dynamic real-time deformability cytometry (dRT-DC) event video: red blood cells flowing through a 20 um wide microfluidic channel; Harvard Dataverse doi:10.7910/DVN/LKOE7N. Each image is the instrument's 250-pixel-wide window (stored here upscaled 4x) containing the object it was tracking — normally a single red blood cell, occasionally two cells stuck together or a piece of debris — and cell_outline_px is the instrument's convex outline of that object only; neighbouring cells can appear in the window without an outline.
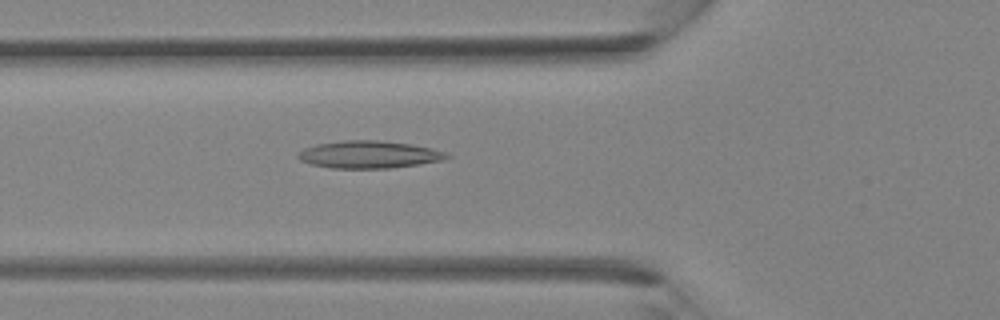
{"species": "Egyptian fruit bat (a non-hibernating species)", "species_latin": "Rousettus aegyptiacus", "temperature_condition": "room temperature", "stored_images_in_passage": 37, "camera_frame_rate_fps": 3000, "um_per_image_px": 0.085, "animal": {"sex": "female"}, "frame": {"image": 1, "passage_image": 13, "time_ms": 4.0, "image_size_px": [1000, 320], "cell_outline_px": [[452, 156], [444, 160], [420, 164], [388, 168], [332, 168], [312, 164], [300, 160], [296, 156], [304, 148], [316, 144], [344, 140], [376, 140], [412, 144], [432, 148], [444, 152]], "centroid_in_image_um": [31.38, 13.13], "position_along_channel_um": 94.4, "area_um2": 23.7}}
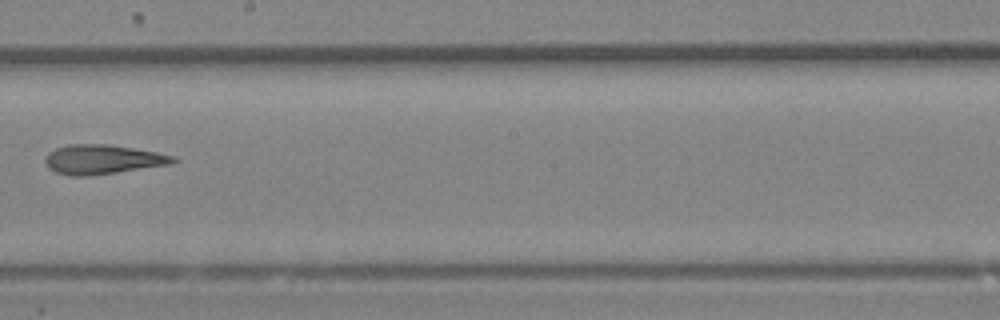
{"frame": {"image": 2, "passage_image": 21, "time_ms": 6.667, "image_size_px": [1000, 320], "cell_outline_px": [[180, 160], [168, 164], [116, 172], [88, 176], [72, 176], [56, 172], [48, 168], [44, 160], [48, 152], [56, 148], [68, 144], [108, 144], [156, 152], [176, 156]], "centroid_in_image_um": [8.69, 13.54], "position_along_channel_um": 239.5, "area_um2": 21.79}}
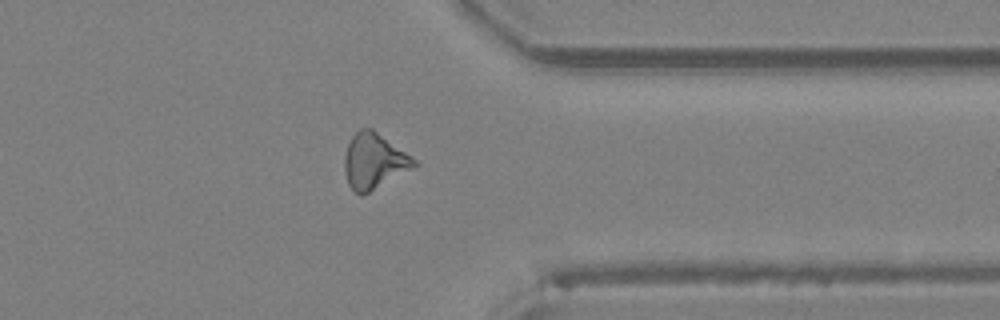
{"frame": {"image": 3, "passage_image": 29, "time_ms": 9.333, "image_size_px": [1000, 320], "cell_outline_px": [[420, 164], [368, 192], [360, 196], [348, 184], [344, 172], [344, 156], [348, 144], [352, 136], [360, 128], [372, 128], [412, 156]], "centroid_in_image_um": [31.78, 13.68], "position_along_channel_um": 379.6, "area_um2": 22.31}}